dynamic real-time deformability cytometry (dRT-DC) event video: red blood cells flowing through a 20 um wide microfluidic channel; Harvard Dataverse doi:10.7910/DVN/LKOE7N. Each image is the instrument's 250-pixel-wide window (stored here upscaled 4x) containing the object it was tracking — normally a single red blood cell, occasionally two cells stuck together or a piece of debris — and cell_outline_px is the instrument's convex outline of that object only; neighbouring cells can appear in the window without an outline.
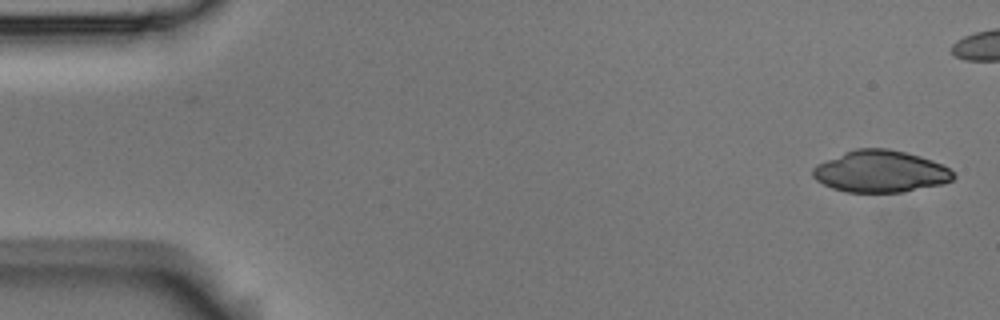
{"species": "Egyptian fruit bat (a non-hibernating species)", "species_latin": "Rousettus aegyptiacus", "temperature_condition": "room temperature", "stored_images_in_passage": 2, "camera_frame_rate_fps": 3000, "um_per_image_px": 0.085, "animal": {"sex": "male"}, "frame": {"image": 1, "passage_image": 2, "time_ms": 0.333, "image_size_px": [1000, 320], "cell_outline_px": [[956, 176], [952, 180], [944, 184], [904, 192], [848, 192], [832, 188], [816, 180], [812, 176], [812, 168], [816, 164], [844, 152], [856, 148], [888, 148], [920, 156], [932, 160], [948, 168]], "centroid_in_image_um": [74.83, 14.57], "position_along_channel_um": 10.2, "area_um2": 34.33}}